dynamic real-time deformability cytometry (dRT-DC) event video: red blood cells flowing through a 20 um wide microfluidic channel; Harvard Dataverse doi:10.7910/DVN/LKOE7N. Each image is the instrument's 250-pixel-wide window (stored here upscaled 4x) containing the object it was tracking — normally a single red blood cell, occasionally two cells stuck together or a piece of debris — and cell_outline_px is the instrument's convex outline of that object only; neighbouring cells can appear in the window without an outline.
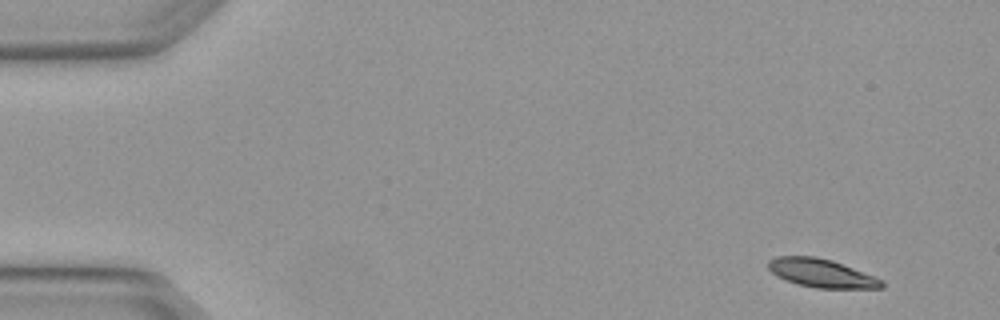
{"species": "Egyptian fruit bat (a non-hibernating species)", "species_latin": "Rousettus aegyptiacus", "temperature_condition": "warm", "stored_images_in_passage": 4, "camera_frame_rate_fps": 3000, "um_per_image_px": 0.085, "animal": {"sex": "female"}, "frame": {"image": 1, "passage_image": 1, "time_ms": 0.0, "image_size_px": [1000, 320], "cell_outline_px": [[884, 288], [816, 288], [796, 284], [776, 276], [768, 268], [768, 260], [776, 256], [816, 256], [832, 260], [884, 280]], "centroid_in_image_um": [69.81, 23.22], "position_along_channel_um": 15.2, "area_um2": 18.84}}
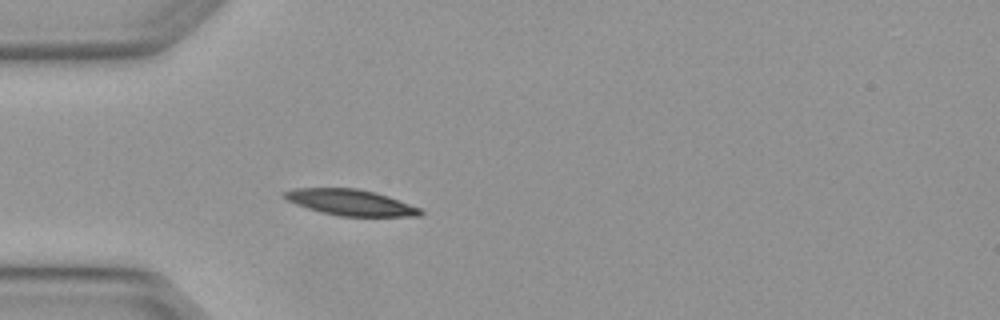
{"frame": {"image": 2, "passage_image": 4, "time_ms": 1.0, "image_size_px": [1000, 320], "cell_outline_px": [[424, 212], [420, 216], [340, 216], [308, 208], [296, 204], [288, 200], [284, 196], [284, 192], [296, 188], [356, 188], [388, 196], [420, 208]], "centroid_in_image_um": [29.83, 17.21], "position_along_channel_um": 55.2, "area_um2": 20.17}}